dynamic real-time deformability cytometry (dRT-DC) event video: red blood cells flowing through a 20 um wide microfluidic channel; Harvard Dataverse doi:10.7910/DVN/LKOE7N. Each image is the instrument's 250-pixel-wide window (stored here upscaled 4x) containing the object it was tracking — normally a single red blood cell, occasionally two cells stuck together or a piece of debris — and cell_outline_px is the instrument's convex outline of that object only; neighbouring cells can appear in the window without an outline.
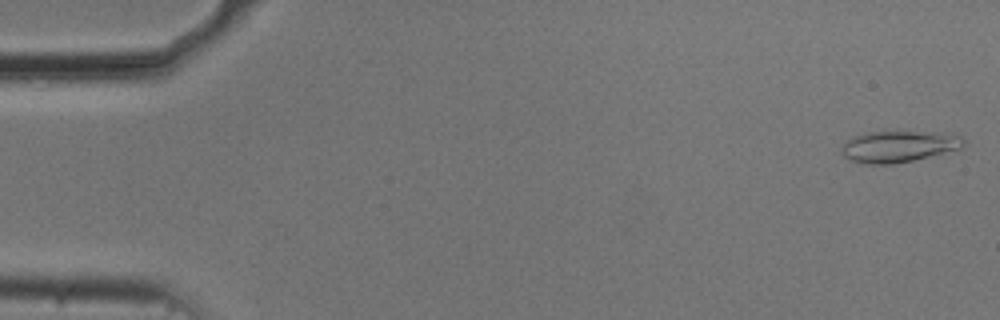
{"species": "common noctule bat (a hibernating species)", "species_latin": "Nyctalus noctula", "temperature_condition": "cold", "stored_images_in_passage": 54, "camera_frame_rate_fps": 3000, "um_per_image_px": 0.085, "animal": {"sex": "male", "body_mass_g": 20.5, "forearm_length_mm": 52.5}, "frame": {"image": 1, "passage_image": 1, "time_ms": 0.0, "image_size_px": [1000, 320], "cell_outline_px": [[964, 144], [960, 148], [912, 160], [892, 164], [864, 164], [852, 160], [844, 156], [840, 152], [840, 148], [852, 136], [868, 132], [896, 128], [940, 132], [960, 136], [964, 140]], "centroid_in_image_um": [76.34, 12.38], "position_along_channel_um": 8.7, "area_um2": 23.06}}
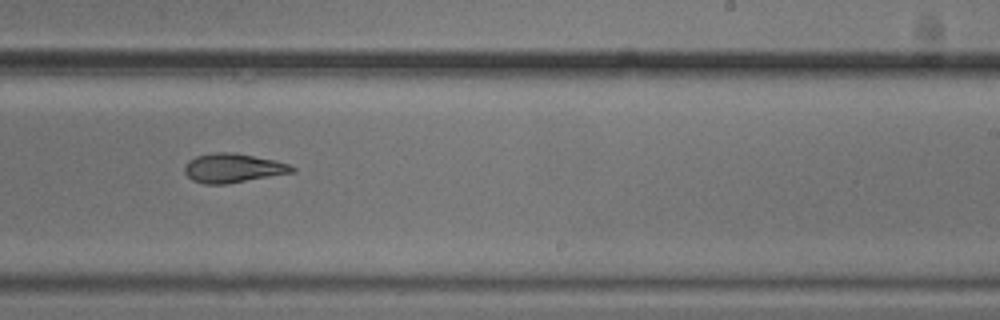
{"frame": {"image": 2, "passage_image": 33, "time_ms": 10.667, "image_size_px": [1000, 320], "cell_outline_px": [[296, 172], [228, 184], [204, 184], [192, 180], [184, 172], [184, 168], [188, 160], [196, 156], [212, 152], [236, 152], [276, 160], [288, 164], [296, 168]], "centroid_in_image_um": [19.82, 14.28], "position_along_channel_um": 269.2, "area_um2": 18.55}}
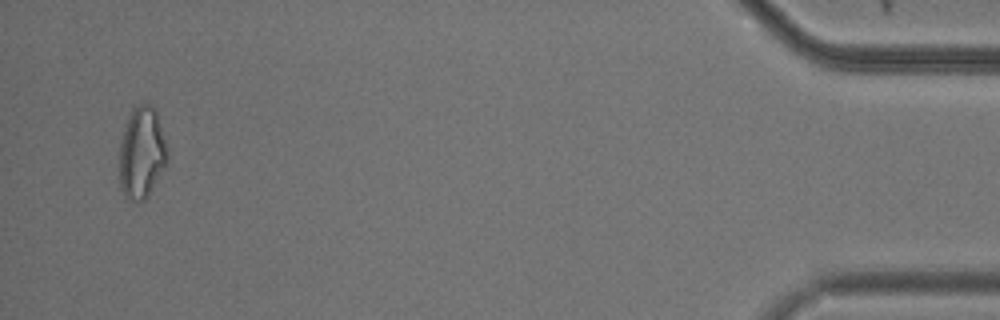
{"frame": {"image": 3, "passage_image": 52, "time_ms": 17.0, "image_size_px": [1000, 320], "cell_outline_px": [[168, 164], [148, 196], [144, 200], [128, 200], [124, 196], [120, 188], [120, 140], [128, 116], [132, 108], [144, 100], [148, 100], [156, 108], [168, 152]], "centroid_in_image_um": [12.07, 12.94], "position_along_channel_um": 423.1, "area_um2": 26.3}, "authors_computed_cell_mechanics": {"area_um2": 19.5942, "velocity_mm_per_s": 3.7043, "shape_relaxation_time_tau1_ms": 5.8351, "shape_relaxation_time_tau2_ms": 3.0144, "deformation_change_tau1": 0.1701, "deformation_change_tau2": 0.1039}}